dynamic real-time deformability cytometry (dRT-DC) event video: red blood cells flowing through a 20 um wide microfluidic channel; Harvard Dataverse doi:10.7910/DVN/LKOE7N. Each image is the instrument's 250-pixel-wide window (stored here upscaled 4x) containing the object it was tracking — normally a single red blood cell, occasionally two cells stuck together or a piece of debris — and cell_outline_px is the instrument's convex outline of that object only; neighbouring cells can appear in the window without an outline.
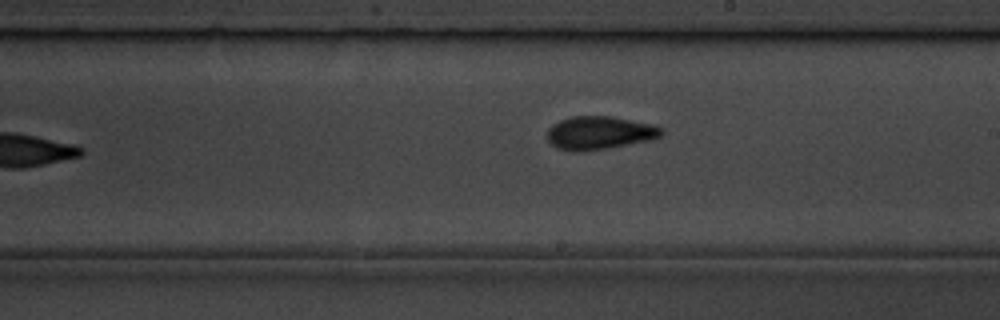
{"species": "common noctule bat (a hibernating species)", "species_latin": "Nyctalus noctula", "temperature_condition": "room temperature", "stored_images_in_passage": 11, "camera_frame_rate_fps": 3000, "um_per_image_px": 0.085, "animal": {"sex": "male", "body_mass_g": 19.5, "forearm_length_mm": 54.6}, "frame": {"image": 1, "passage_image": 10, "time_ms": 10.333, "image_size_px": [1000, 320], "cell_outline_px": [[664, 132], [660, 136], [652, 140], [608, 148], [584, 152], [572, 152], [556, 148], [548, 140], [548, 128], [552, 124], [560, 120], [572, 116], [612, 116], [652, 124], [664, 128]], "centroid_in_image_um": [50.96, 11.3], "position_along_channel_um": 238.0, "area_um2": 22.43}}
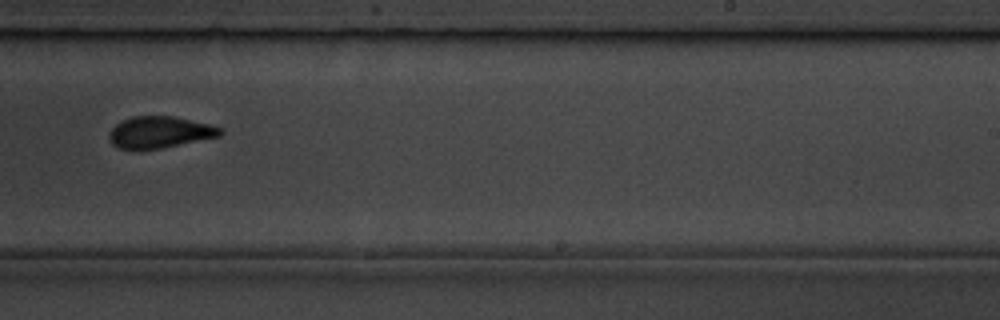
{"frame": {"image": 2, "passage_image": 11, "time_ms": 11.333, "image_size_px": [1000, 320], "cell_outline_px": [[224, 132], [220, 136], [140, 152], [136, 152], [120, 148], [112, 144], [108, 140], [108, 132], [120, 120], [132, 116], [172, 116], [208, 124], [220, 128]], "centroid_in_image_um": [13.48, 11.26], "position_along_channel_um": 275.5, "area_um2": 20.81}}